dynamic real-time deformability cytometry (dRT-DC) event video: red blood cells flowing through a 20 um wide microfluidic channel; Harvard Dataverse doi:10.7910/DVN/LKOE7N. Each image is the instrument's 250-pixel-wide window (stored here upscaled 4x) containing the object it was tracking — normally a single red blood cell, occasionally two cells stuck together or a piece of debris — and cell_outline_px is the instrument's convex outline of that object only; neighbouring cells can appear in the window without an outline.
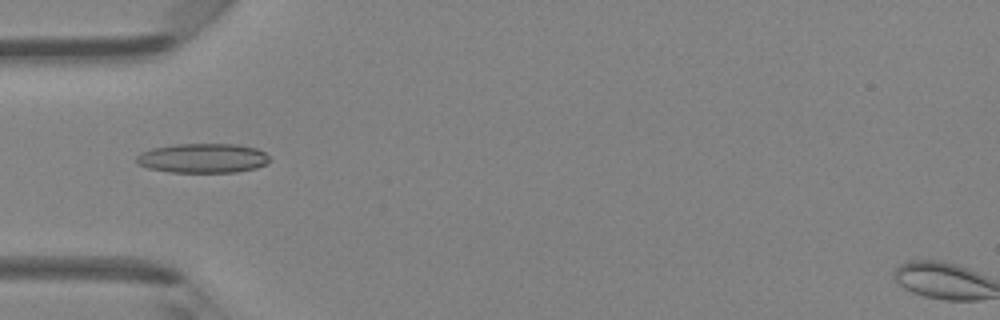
{"species": "Egyptian fruit bat (a non-hibernating species)", "species_latin": "Rousettus aegyptiacus", "temperature_condition": "room temperature", "stored_images_in_passage": 4, "camera_frame_rate_fps": 3000, "um_per_image_px": 0.085, "animal": {"sex": "female"}, "frame": {"image": 1, "passage_image": 4, "time_ms": 1.0, "image_size_px": [1000, 320], "cell_outline_px": [[272, 160], [268, 164], [256, 168], [236, 172], [168, 172], [148, 168], [140, 164], [136, 160], [136, 156], [140, 152], [152, 148], [176, 144], [236, 144], [256, 148], [264, 152]], "centroid_in_image_um": [17.26, 13.44], "position_along_channel_um": 67.7, "area_um2": 23.0}}